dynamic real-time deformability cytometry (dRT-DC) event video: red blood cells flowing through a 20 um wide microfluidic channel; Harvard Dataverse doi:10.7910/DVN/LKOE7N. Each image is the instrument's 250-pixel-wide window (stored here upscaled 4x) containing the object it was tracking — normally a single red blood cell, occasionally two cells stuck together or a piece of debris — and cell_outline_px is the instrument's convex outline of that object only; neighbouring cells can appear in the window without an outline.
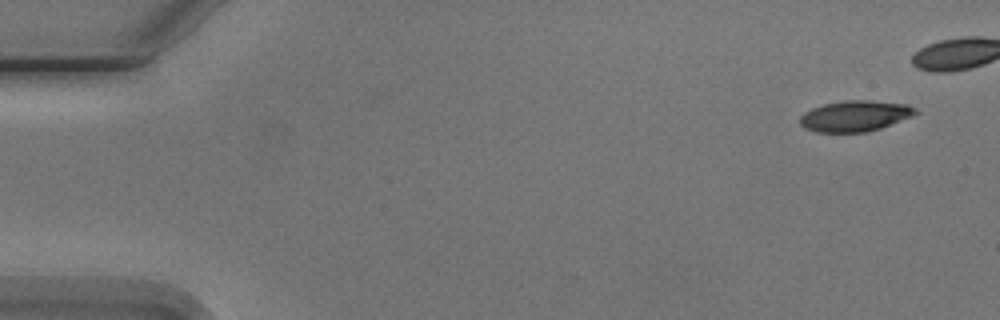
{"species": "Egyptian fruit bat (a non-hibernating species)", "species_latin": "Rousettus aegyptiacus", "temperature_condition": "cold", "stored_images_in_passage": 6, "camera_frame_rate_fps": 3000, "um_per_image_px": 0.085, "animal": {"sex": "male"}, "frame": {"image": 1, "passage_image": 1, "time_ms": 0.0, "image_size_px": [1000, 320], "cell_outline_px": [[920, 112], [912, 116], [880, 128], [868, 132], [816, 132], [804, 128], [800, 124], [800, 116], [804, 112], [812, 108], [824, 104], [844, 100], [868, 100], [908, 104], [916, 108]], "centroid_in_image_um": [72.68, 9.85], "position_along_channel_um": 12.3, "area_um2": 20.87}}
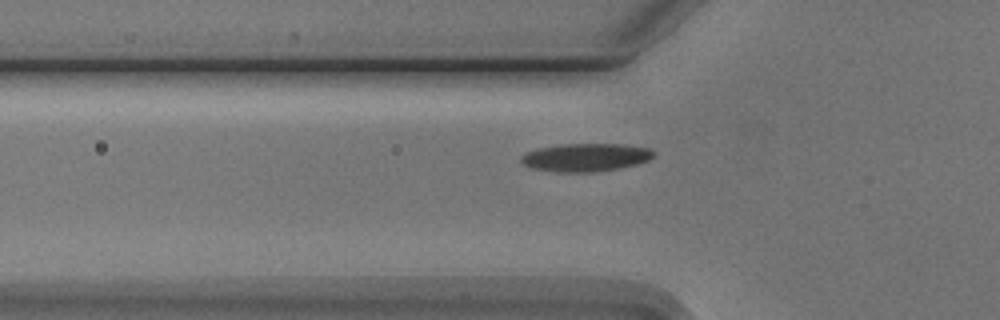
{"frame": {"image": 2, "passage_image": 6, "time_ms": 6.667, "image_size_px": [1000, 320], "cell_outline_px": [[656, 152], [648, 160], [636, 164], [620, 168], [592, 172], [556, 172], [532, 168], [524, 164], [520, 160], [520, 156], [536, 148], [560, 144], [620, 144], [648, 148]], "centroid_in_image_um": [49.75, 13.37], "position_along_channel_um": 76.0, "area_um2": 21.62}}